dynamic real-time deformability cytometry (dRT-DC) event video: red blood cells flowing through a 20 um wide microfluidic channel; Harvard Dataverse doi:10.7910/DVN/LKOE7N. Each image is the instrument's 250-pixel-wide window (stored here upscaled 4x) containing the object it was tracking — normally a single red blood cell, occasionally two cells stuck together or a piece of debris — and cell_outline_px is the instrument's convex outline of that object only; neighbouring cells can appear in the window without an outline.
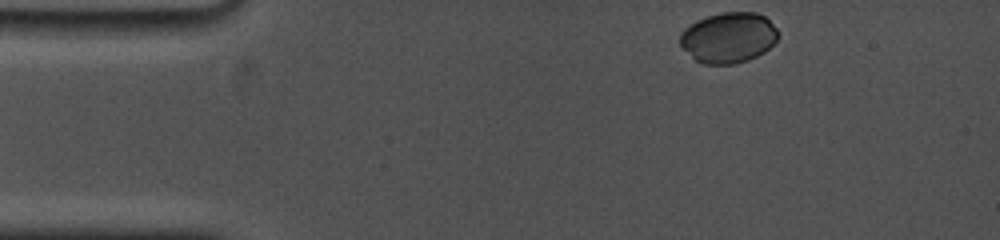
{"species": "common noctule bat (a hibernating species)", "species_latin": "Nyctalus noctula", "temperature_condition": "cold", "stored_images_in_passage": 4, "camera_frame_rate_fps": 5000, "um_per_image_px": 0.085, "animal": {"sex": "female", "body_mass_g": 19.0, "forearm_length_mm": 53.3}, "frame": {"image": 1, "passage_image": 1, "time_ms": 0.0, "image_size_px": [1000, 240], "cell_outline_px": [[780, 36], [764, 52], [748, 60], [736, 64], [704, 64], [696, 60], [680, 44], [680, 32], [684, 28], [696, 20], [708, 16], [724, 12], [756, 12], [764, 16], [780, 32]], "centroid_in_image_um": [61.93, 3.19], "position_along_channel_um": 23.1, "area_um2": 28.84}}